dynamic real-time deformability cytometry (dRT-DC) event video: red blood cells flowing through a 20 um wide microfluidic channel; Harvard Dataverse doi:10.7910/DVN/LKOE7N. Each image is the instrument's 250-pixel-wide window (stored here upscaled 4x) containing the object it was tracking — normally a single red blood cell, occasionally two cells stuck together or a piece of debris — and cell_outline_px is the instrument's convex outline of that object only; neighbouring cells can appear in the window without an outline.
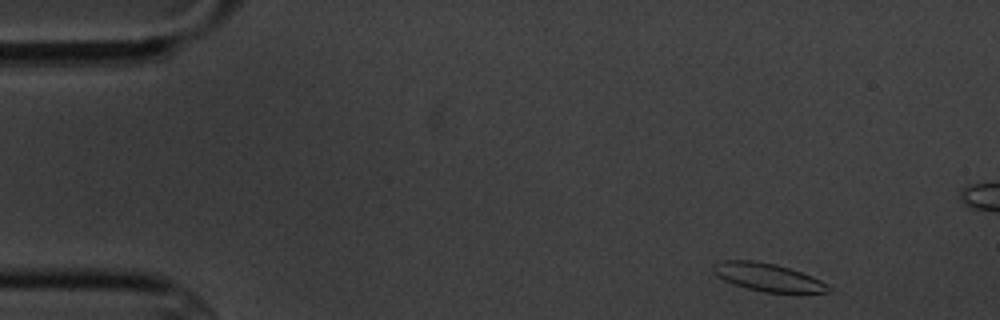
{"species": "common noctule bat (a hibernating species)", "species_latin": "Nyctalus noctula", "temperature_condition": "cold", "stored_images_in_passage": 6, "camera_frame_rate_fps": 3000, "um_per_image_px": 0.085, "animal": {"sex": "male", "body_mass_g": 20.1, "forearm_length_mm": 53.5}, "frame": {"image": 1, "passage_image": 1, "time_ms": 0.0, "image_size_px": [1000, 320], "cell_outline_px": [[832, 292], [764, 292], [732, 284], [716, 276], [712, 272], [712, 268], [716, 264], [724, 260], [752, 260], [776, 264], [812, 276], [828, 284]], "centroid_in_image_um": [65.24, 23.56], "position_along_channel_um": 19.8, "area_um2": 18.55}}
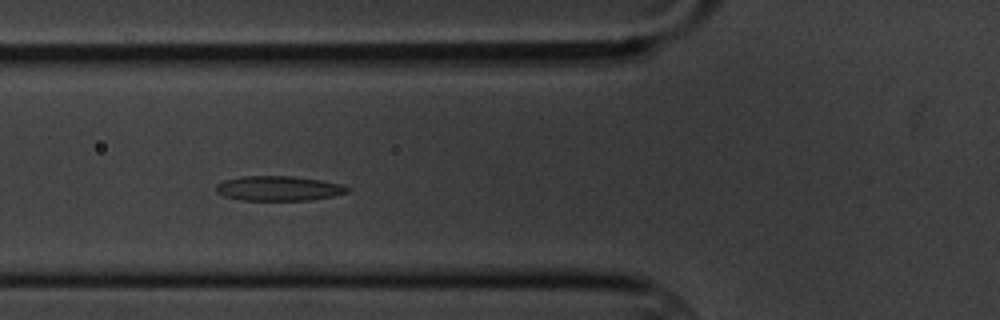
{"frame": {"image": 2, "passage_image": 5, "time_ms": 5.0, "image_size_px": [1000, 320], "cell_outline_px": [[352, 188], [348, 192], [332, 196], [308, 200], [240, 200], [224, 196], [216, 192], [216, 184], [224, 180], [240, 176], [292, 176], [320, 180], [340, 184]], "centroid_in_image_um": [23.65, 16.01], "position_along_channel_um": 102.1, "area_um2": 18.96}}
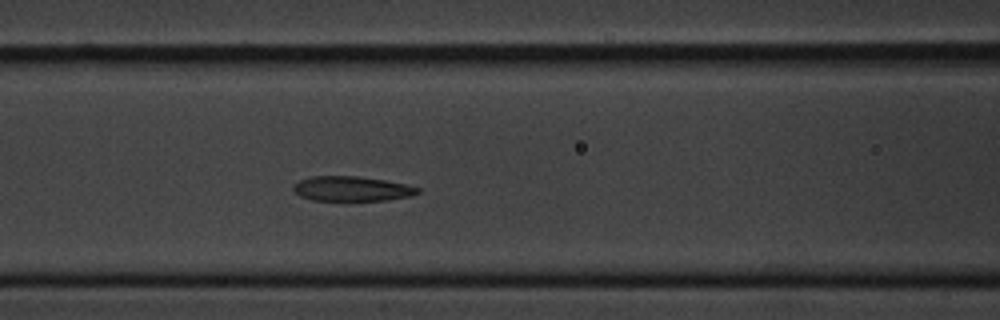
{"frame": {"image": 3, "passage_image": 6, "time_ms": 6.0, "image_size_px": [1000, 320], "cell_outline_px": [[420, 192], [412, 196], [388, 200], [312, 200], [300, 196], [292, 188], [292, 184], [300, 180], [312, 176], [356, 176], [384, 180], [408, 184], [420, 188]], "centroid_in_image_um": [29.92, 16.04], "position_along_channel_um": 136.7, "area_um2": 18.03}}